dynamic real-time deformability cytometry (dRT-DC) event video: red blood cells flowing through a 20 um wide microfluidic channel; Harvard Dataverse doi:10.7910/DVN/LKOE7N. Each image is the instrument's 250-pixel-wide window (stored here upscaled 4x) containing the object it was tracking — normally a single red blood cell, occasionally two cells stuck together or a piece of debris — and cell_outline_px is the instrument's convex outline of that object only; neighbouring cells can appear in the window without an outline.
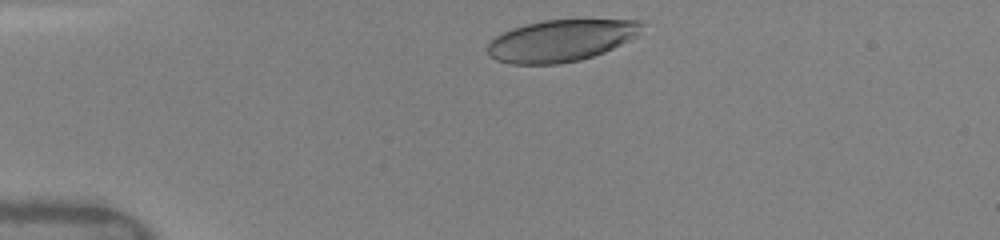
{"species": "human", "species_latin": "Homo sapiens", "temperature_condition": "warm", "stored_images_in_passage": 31, "camera_frame_rate_fps": 3000, "um_per_image_px": 0.085, "donor": {"sex": "female"}, "frame": {"image": 1, "passage_image": 3, "time_ms": 0.333, "image_size_px": [1000, 240], "cell_outline_px": [[644, 24], [640, 32], [636, 36], [604, 52], [580, 60], [556, 64], [512, 64], [496, 60], [488, 56], [488, 44], [496, 36], [512, 28], [524, 24], [544, 20], [640, 20]], "centroid_in_image_um": [47.66, 3.45], "position_along_channel_um": 37.3, "area_um2": 37.34}}
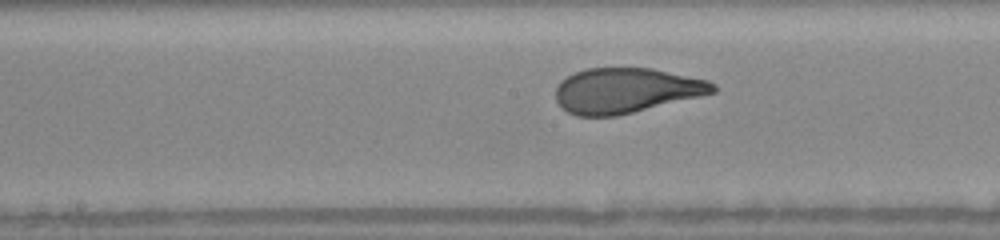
{"frame": {"image": 2, "passage_image": 16, "time_ms": 5.333, "image_size_px": [1000, 240], "cell_outline_px": [[716, 92], [700, 96], [616, 116], [576, 116], [568, 112], [556, 100], [556, 88], [560, 80], [584, 68], [652, 68], [708, 80], [716, 84]], "centroid_in_image_um": [53.21, 7.68], "position_along_channel_um": 195.0, "area_um2": 41.15}}
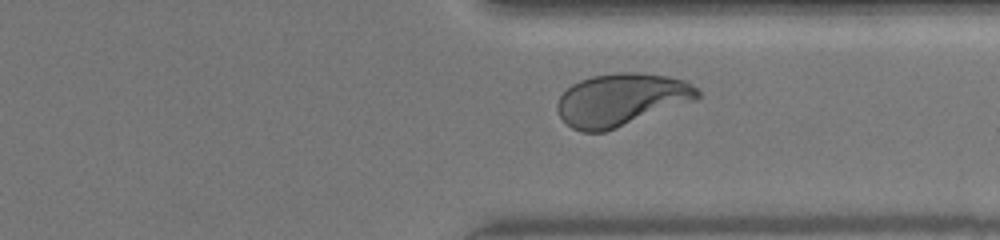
{"frame": {"image": 3, "passage_image": 25, "time_ms": 9.333, "image_size_px": [1000, 240], "cell_outline_px": [[700, 96], [696, 100], [616, 128], [604, 132], [580, 132], [572, 128], [560, 116], [556, 108], [556, 104], [560, 96], [572, 84], [580, 80], [592, 76], [616, 72], [640, 72], [668, 76], [688, 80], [700, 92]], "centroid_in_image_um": [52.82, 8.46], "position_along_channel_um": 358.6, "area_um2": 43.0}, "authors_computed_cell_mechanics": {"area_um2": 41.9628, "velocity_mm_per_s": 4.0916, "shape_relaxation_time_tau1_ms": 3.4842, "shape_relaxation_time_tau2_ms": null, "deformation_change_tau1": 0.1818, "deformation_change_tau2": null}}